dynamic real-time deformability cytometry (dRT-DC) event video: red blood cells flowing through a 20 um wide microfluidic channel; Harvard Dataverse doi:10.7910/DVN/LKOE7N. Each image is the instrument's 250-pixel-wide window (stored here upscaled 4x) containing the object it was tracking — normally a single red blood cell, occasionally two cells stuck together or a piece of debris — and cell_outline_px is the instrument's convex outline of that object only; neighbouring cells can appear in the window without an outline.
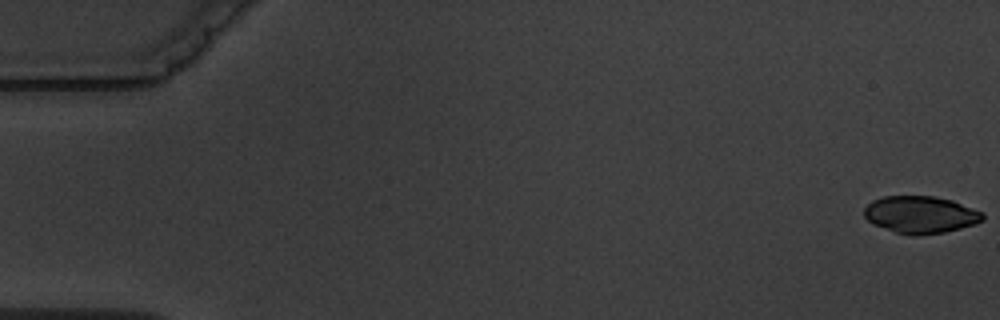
{"species": "common noctule bat (a hibernating species)", "species_latin": "Nyctalus noctula", "temperature_condition": "warm", "stored_images_in_passage": 6, "camera_frame_rate_fps": 3000, "um_per_image_px": 0.085, "animal": {"sex": "male", "body_mass_g": 19.5, "forearm_length_mm": 54.6}, "frame": {"image": 1, "passage_image": 1, "time_ms": 0.0, "image_size_px": [1000, 320], "cell_outline_px": [[984, 220], [976, 224], [944, 232], [916, 236], [912, 236], [896, 232], [876, 224], [868, 220], [864, 216], [864, 208], [872, 200], [884, 196], [936, 196], [952, 200], [984, 212]], "centroid_in_image_um": [78.28, 18.24], "position_along_channel_um": 6.7, "area_um2": 25.72}}
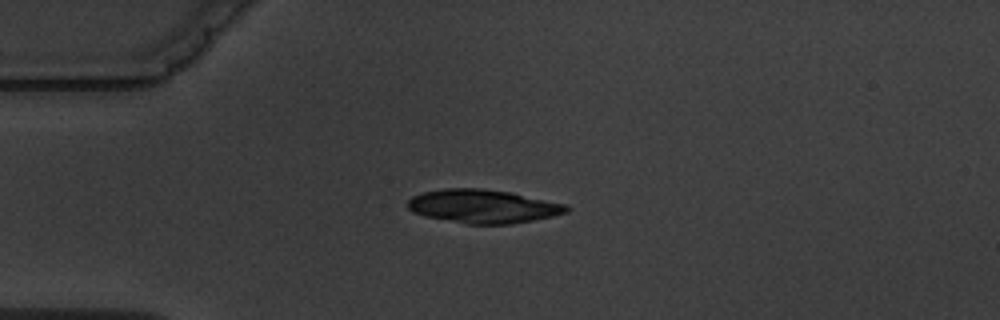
{"frame": {"image": 2, "passage_image": 4, "time_ms": 4.667, "image_size_px": [1000, 320], "cell_outline_px": [[572, 208], [568, 212], [552, 216], [512, 224], [468, 224], [424, 216], [412, 212], [408, 208], [408, 200], [412, 196], [424, 192], [444, 188], [484, 188], [512, 192], [568, 204]], "centroid_in_image_um": [41.1, 17.53], "position_along_channel_um": 43.9, "area_um2": 31.33}}